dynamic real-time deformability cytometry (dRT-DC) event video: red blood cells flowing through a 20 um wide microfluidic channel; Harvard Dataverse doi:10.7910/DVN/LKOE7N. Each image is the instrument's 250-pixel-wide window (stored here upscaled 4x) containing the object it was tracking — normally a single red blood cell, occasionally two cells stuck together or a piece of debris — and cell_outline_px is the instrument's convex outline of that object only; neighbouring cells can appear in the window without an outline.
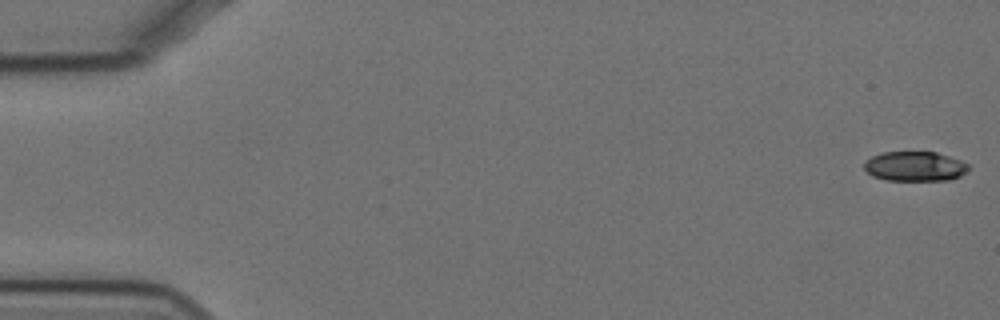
{"species": "Egyptian fruit bat (a non-hibernating species)", "species_latin": "Rousettus aegyptiacus", "temperature_condition": "cold", "stored_images_in_passage": 59, "camera_frame_rate_fps": 3000, "um_per_image_px": 0.085, "animal": {"sex": "female"}, "frame": {"image": 1, "passage_image": 1, "time_ms": 0.0, "image_size_px": [1000, 320], "cell_outline_px": [[968, 172], [960, 176], [948, 180], [884, 180], [872, 176], [864, 168], [864, 160], [872, 156], [884, 152], [936, 152], [960, 160], [968, 164]], "centroid_in_image_um": [77.75, 14.14], "position_along_channel_um": 7.3, "area_um2": 18.09}}
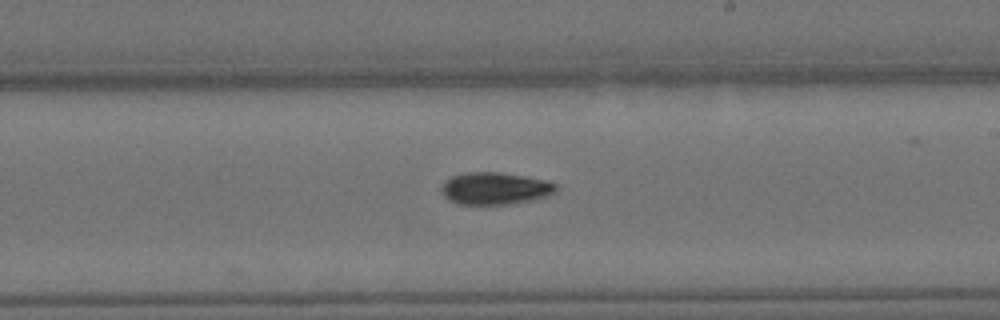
{"frame": {"image": 2, "passage_image": 34, "time_ms": 11.0, "image_size_px": [1000, 320], "cell_outline_px": [[556, 192], [548, 196], [536, 200], [504, 204], [460, 204], [448, 200], [440, 192], [440, 188], [444, 180], [452, 176], [464, 172], [500, 172], [548, 180], [556, 184]], "centroid_in_image_um": [42.06, 16.01], "position_along_channel_um": 246.9, "area_um2": 21.79}}
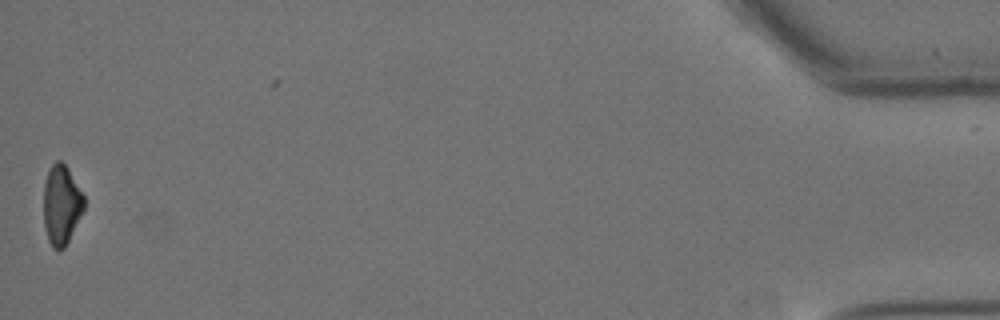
{"frame": {"image": 3, "passage_image": 58, "time_ms": 19.0, "image_size_px": [1000, 320], "cell_outline_px": [[84, 208], [64, 248], [52, 248], [48, 240], [44, 228], [44, 184], [48, 172], [52, 164], [56, 160], [60, 160], [68, 168], [84, 196]], "centroid_in_image_um": [5.2, 17.39], "position_along_channel_um": 430.0, "area_um2": 18.44}, "authors_computed_cell_mechanics": {"area_um2": 19.9988, "velocity_mm_per_s": 3.4857, "shape_relaxation_time_tau1_ms": 5.1518, "shape_relaxation_time_tau2_ms": null, "deformation_change_tau1": 0.1624, "deformation_change_tau2": null}}